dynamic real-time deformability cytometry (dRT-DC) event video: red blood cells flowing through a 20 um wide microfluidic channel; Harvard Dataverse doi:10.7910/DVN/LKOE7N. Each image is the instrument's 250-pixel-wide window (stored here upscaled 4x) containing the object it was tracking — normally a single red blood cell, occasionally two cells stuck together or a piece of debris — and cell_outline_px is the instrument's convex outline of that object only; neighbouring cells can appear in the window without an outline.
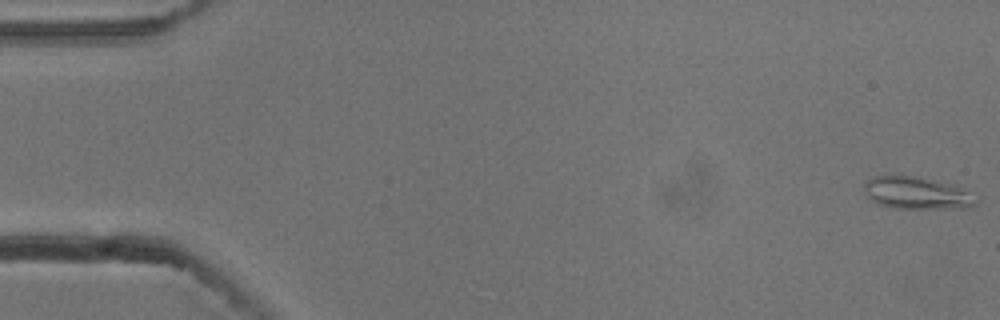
{"species": "common noctule bat (a hibernating species)", "species_latin": "Nyctalus noctula", "temperature_condition": "cold", "stored_images_in_passage": 54, "camera_frame_rate_fps": 3000, "um_per_image_px": 0.085, "animal": {"sex": "male", "body_mass_g": 13.3}, "frame": {"image": 1, "passage_image": 1, "time_ms": 0.0, "image_size_px": [1000, 320], "cell_outline_px": [[976, 204], [968, 208], [892, 208], [880, 204], [872, 200], [864, 192], [864, 184], [868, 180], [876, 176], [904, 176], [956, 184], [976, 200]], "centroid_in_image_um": [77.9, 16.43], "position_along_channel_um": 7.1, "area_um2": 20.46}}
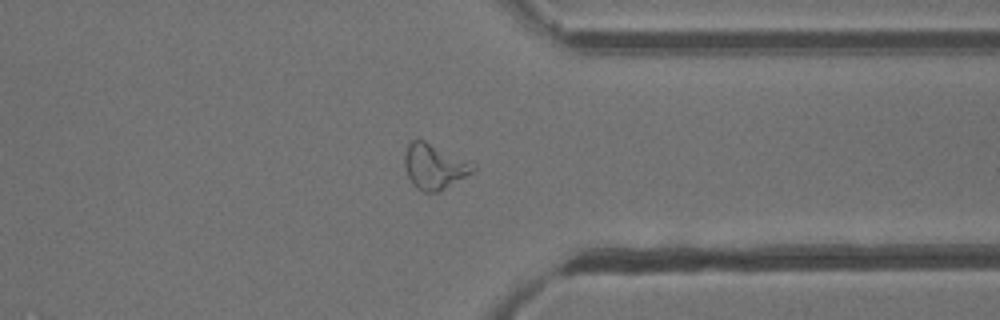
{"frame": {"image": 2, "passage_image": 42, "time_ms": 13.667, "image_size_px": [1000, 320], "cell_outline_px": [[476, 168], [472, 172], [444, 188], [436, 192], [424, 192], [416, 188], [412, 184], [408, 176], [404, 164], [404, 156], [408, 144], [412, 140], [424, 140], [468, 160], [476, 164]], "centroid_in_image_um": [36.9, 14.14], "position_along_channel_um": 374.5, "area_um2": 17.8}}
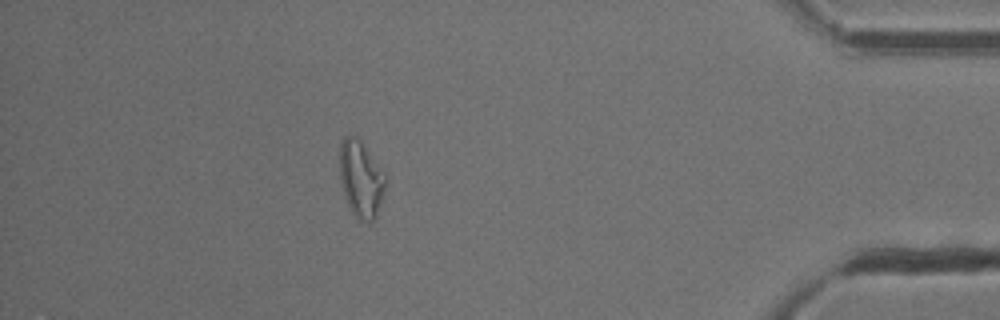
{"frame": {"image": 3, "passage_image": 48, "time_ms": 15.667, "image_size_px": [1000, 320], "cell_outline_px": [[384, 192], [376, 216], [368, 224], [360, 220], [352, 212], [348, 204], [340, 180], [340, 144], [344, 136], [348, 132], [356, 136], [360, 140], [384, 168]], "centroid_in_image_um": [30.68, 15.16], "position_along_channel_um": 404.5, "area_um2": 20.58}, "authors_computed_cell_mechanics": {"area_um2": 17.2244, "velocity_mm_per_s": 3.7778, "shape_relaxation_time_tau1_ms": null, "shape_relaxation_time_tau2_ms": 8.8872, "deformation_change_tau1": null, "deformation_change_tau2": 0.2581}}